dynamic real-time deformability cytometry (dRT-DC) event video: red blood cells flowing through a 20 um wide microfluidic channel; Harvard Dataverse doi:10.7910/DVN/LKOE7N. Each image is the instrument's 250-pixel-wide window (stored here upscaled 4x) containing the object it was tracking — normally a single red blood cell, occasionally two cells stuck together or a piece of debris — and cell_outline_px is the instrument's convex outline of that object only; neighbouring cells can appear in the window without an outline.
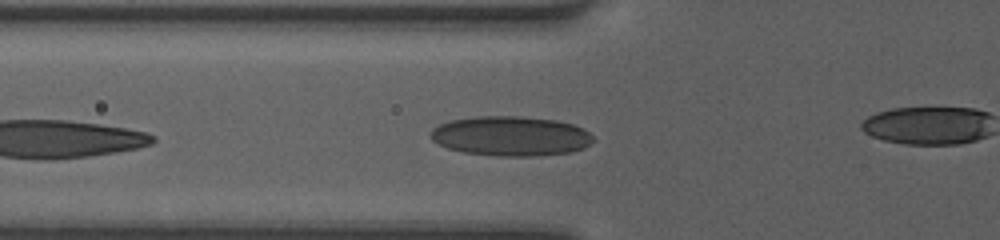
{"species": "human", "species_latin": "Homo sapiens", "temperature_condition": "room temperature", "stored_images_in_passage": 23, "camera_frame_rate_fps": 3000, "um_per_image_px": 0.085, "donor": {"sex": "female"}, "frame": {"image": 1, "passage_image": 4, "time_ms": 1.0, "image_size_px": [1000, 240], "cell_outline_px": [[596, 140], [584, 148], [572, 152], [536, 156], [496, 156], [464, 152], [448, 148], [432, 140], [428, 136], [432, 128], [440, 124], [452, 120], [476, 116], [520, 116], [556, 120], [572, 124], [584, 128]], "centroid_in_image_um": [43.43, 11.57], "position_along_channel_um": 82.4, "area_um2": 37.86}}
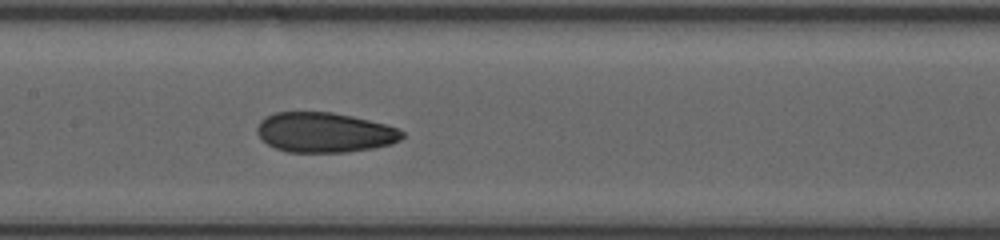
{"frame": {"image": 2, "passage_image": 11, "time_ms": 3.333, "image_size_px": [1000, 240], "cell_outline_px": [[404, 136], [400, 140], [392, 144], [372, 148], [348, 152], [288, 152], [276, 148], [268, 144], [256, 132], [256, 128], [260, 120], [264, 116], [276, 112], [332, 112], [352, 116], [400, 128], [404, 132]], "centroid_in_image_um": [27.59, 11.25], "position_along_channel_um": 179.8, "area_um2": 33.87}}
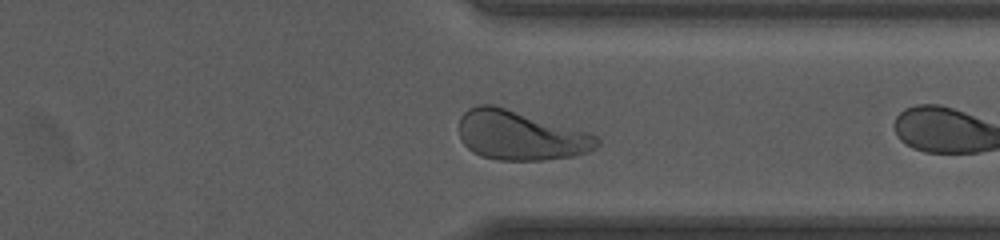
{"frame": {"image": 3, "passage_image": 22, "time_ms": 7.0, "image_size_px": [1000, 240], "cell_outline_px": [[600, 144], [596, 148], [588, 152], [572, 156], [544, 160], [500, 160], [480, 156], [472, 152], [460, 140], [460, 116], [468, 108], [476, 104], [492, 104], [588, 132], [596, 136], [600, 140]], "centroid_in_image_um": [44.21, 11.51], "position_along_channel_um": 367.2, "area_um2": 39.71}}